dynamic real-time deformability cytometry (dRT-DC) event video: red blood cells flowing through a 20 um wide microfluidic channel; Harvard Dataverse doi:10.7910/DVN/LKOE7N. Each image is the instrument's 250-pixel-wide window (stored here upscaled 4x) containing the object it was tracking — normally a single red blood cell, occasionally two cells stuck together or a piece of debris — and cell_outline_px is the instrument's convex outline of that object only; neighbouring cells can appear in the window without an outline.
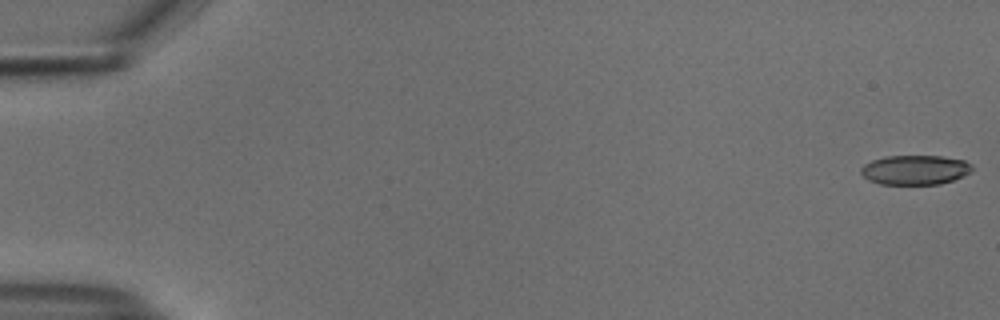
{"species": "common noctule bat (a hibernating species)", "species_latin": "Nyctalus noctula", "temperature_condition": "cold", "stored_images_in_passage": 12, "camera_frame_rate_fps": 3000, "um_per_image_px": 0.085, "animal": {"sex": "male", "body_mass_g": 18.8}, "frame": {"image": 1, "passage_image": 1, "time_ms": 0.0, "image_size_px": [1000, 320], "cell_outline_px": [[972, 172], [952, 180], [940, 184], [880, 184], [868, 180], [860, 172], [860, 168], [864, 164], [872, 160], [884, 156], [940, 156], [964, 160], [972, 164]], "centroid_in_image_um": [77.77, 14.44], "position_along_channel_um": 7.2, "area_um2": 19.19}}